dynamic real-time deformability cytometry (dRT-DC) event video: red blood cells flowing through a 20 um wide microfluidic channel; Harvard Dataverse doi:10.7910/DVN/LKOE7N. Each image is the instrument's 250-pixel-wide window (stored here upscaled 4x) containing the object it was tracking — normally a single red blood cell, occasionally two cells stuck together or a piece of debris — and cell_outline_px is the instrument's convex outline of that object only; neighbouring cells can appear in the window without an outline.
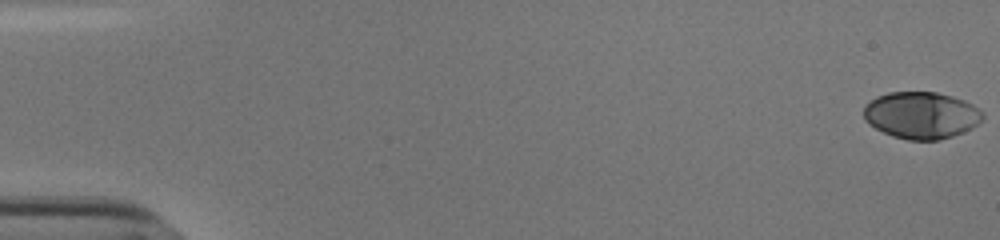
{"species": "human", "species_latin": "Homo sapiens", "temperature_condition": "cold", "stored_images_in_passage": 55, "camera_frame_rate_fps": 3000, "um_per_image_px": 0.085, "donor": {"sex": "male"}, "frame": {"image": 1, "passage_image": 1, "time_ms": 0.0, "image_size_px": [1000, 240], "cell_outline_px": [[984, 116], [972, 128], [964, 132], [940, 140], [908, 140], [892, 136], [868, 124], [864, 120], [864, 104], [876, 96], [888, 92], [936, 92], [952, 96], [964, 100], [972, 104], [984, 112]], "centroid_in_image_um": [78.29, 9.79], "position_along_channel_um": 6.7, "area_um2": 32.71}}
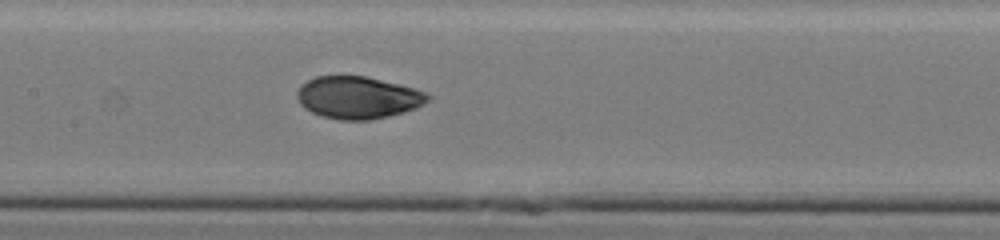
{"frame": {"image": 2, "passage_image": 28, "time_ms": 9.0, "image_size_px": [1000, 240], "cell_outline_px": [[432, 96], [428, 100], [416, 108], [404, 112], [388, 116], [368, 120], [340, 120], [320, 116], [304, 108], [300, 104], [296, 96], [296, 92], [308, 80], [316, 76], [364, 76], [428, 92]], "centroid_in_image_um": [30.41, 8.3], "position_along_channel_um": 177.0, "area_um2": 31.96}}
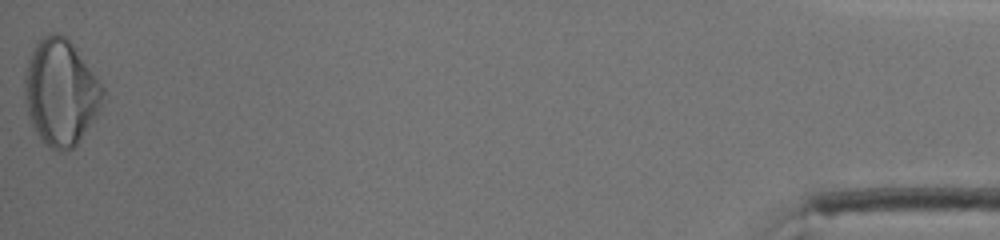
{"frame": {"image": 3, "passage_image": 55, "time_ms": 18.0, "image_size_px": [1000, 240], "cell_outline_px": [[104, 92], [100, 112], [76, 144], [72, 148], [60, 152], [52, 148], [36, 132], [32, 124], [28, 112], [24, 92], [24, 76], [28, 60], [32, 48], [44, 36], [52, 32], [60, 32], [72, 44], [104, 88]], "centroid_in_image_um": [5.16, 7.84], "position_along_channel_um": 430.0, "area_um2": 47.74}, "authors_computed_cell_mechanics": {"area_um2": 32.5992, "velocity_mm_per_s": 3.8146, "shape_relaxation_time_tau1_ms": 3.5701, "shape_relaxation_time_tau2_ms": 1.6246, "deformation_change_tau1": 0.1615, "deformation_change_tau2": 0.0299}}